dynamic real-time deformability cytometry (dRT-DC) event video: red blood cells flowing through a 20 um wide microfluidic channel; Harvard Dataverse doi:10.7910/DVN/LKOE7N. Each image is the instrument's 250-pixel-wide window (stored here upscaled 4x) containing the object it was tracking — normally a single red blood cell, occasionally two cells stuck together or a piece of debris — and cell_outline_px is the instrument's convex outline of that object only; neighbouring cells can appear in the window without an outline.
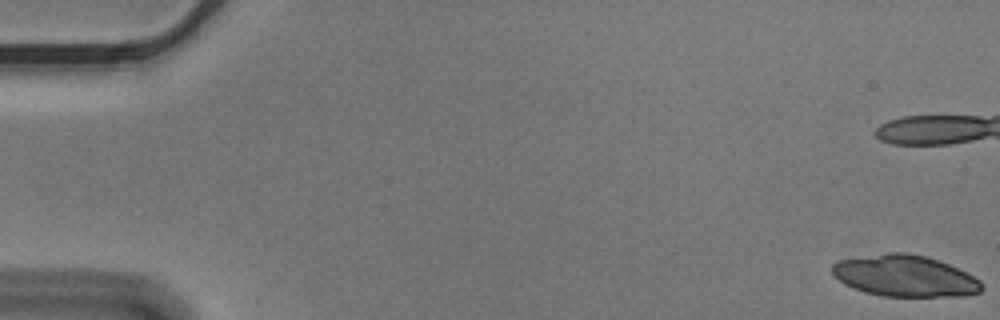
{"species": "Egyptian fruit bat (a non-hibernating species)", "species_latin": "Rousettus aegyptiacus", "temperature_condition": "cold", "stored_images_in_passage": 9, "camera_frame_rate_fps": 3000, "um_per_image_px": 0.085, "animal": {"sex": "male"}, "frame": {"image": 1, "passage_image": 1, "time_ms": 0.0, "image_size_px": [1000, 320], "cell_outline_px": [[984, 288], [980, 292], [964, 296], [880, 296], [864, 292], [844, 284], [832, 272], [832, 264], [840, 260], [888, 252], [908, 252], [924, 256], [948, 264], [968, 272], [980, 280], [984, 284]], "centroid_in_image_um": [76.96, 23.46], "position_along_channel_um": 8.0, "area_um2": 36.13}}